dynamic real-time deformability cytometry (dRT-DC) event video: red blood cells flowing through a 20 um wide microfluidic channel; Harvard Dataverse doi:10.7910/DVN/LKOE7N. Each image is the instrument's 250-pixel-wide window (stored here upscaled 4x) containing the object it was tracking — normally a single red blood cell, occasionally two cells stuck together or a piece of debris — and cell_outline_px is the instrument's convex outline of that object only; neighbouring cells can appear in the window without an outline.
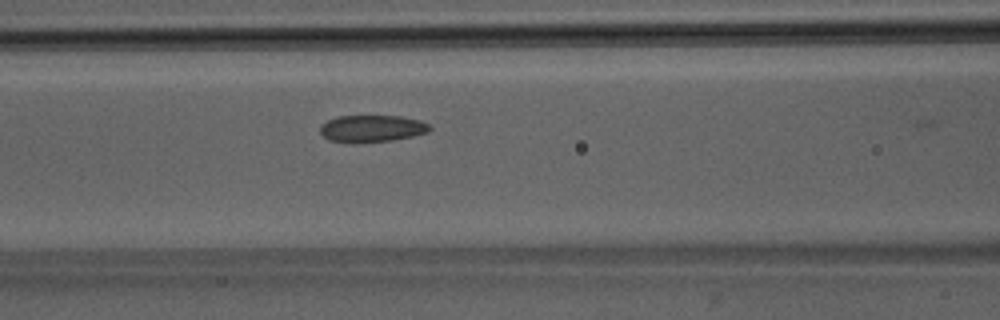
{"species": "Egyptian fruit bat (a non-hibernating species)", "species_latin": "Rousettus aegyptiacus", "temperature_condition": "room temperature", "stored_images_in_passage": 15, "camera_frame_rate_fps": 3000, "um_per_image_px": 0.085, "animal": {"sex": "male"}, "frame": {"image": 1, "passage_image": 14, "time_ms": 4.333, "image_size_px": [1000, 320], "cell_outline_px": [[432, 128], [428, 132], [412, 136], [392, 140], [352, 144], [328, 140], [320, 132], [320, 124], [336, 116], [400, 116], [420, 120], [428, 124]], "centroid_in_image_um": [31.57, 10.94], "position_along_channel_um": 135.0, "area_um2": 17.46}}